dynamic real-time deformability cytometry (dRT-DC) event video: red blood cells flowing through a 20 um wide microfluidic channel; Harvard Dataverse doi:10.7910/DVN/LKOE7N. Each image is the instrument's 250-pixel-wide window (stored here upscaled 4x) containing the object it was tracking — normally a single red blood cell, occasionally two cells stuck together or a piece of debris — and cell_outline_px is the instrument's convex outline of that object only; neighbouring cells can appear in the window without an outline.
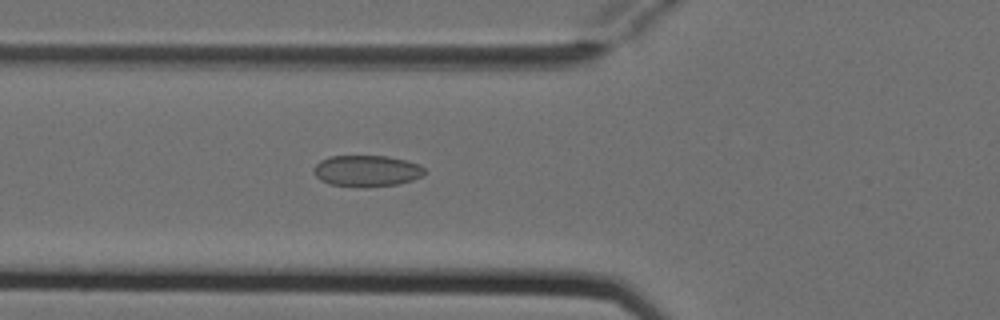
{"species": "Egyptian fruit bat (a non-hibernating species)", "species_latin": "Rousettus aegyptiacus", "temperature_condition": "cold", "stored_images_in_passage": 5, "camera_frame_rate_fps": 3000, "um_per_image_px": 0.085, "animal": {"sex": "female"}, "frame": {"image": 1, "passage_image": 5, "time_ms": 1.333, "image_size_px": [1000, 320], "cell_outline_px": [[424, 176], [412, 180], [396, 184], [364, 188], [328, 184], [320, 180], [312, 172], [312, 168], [320, 160], [328, 156], [388, 156], [420, 164], [424, 168]], "centroid_in_image_um": [31.13, 14.53], "position_along_channel_um": 94.7, "area_um2": 20.52}}